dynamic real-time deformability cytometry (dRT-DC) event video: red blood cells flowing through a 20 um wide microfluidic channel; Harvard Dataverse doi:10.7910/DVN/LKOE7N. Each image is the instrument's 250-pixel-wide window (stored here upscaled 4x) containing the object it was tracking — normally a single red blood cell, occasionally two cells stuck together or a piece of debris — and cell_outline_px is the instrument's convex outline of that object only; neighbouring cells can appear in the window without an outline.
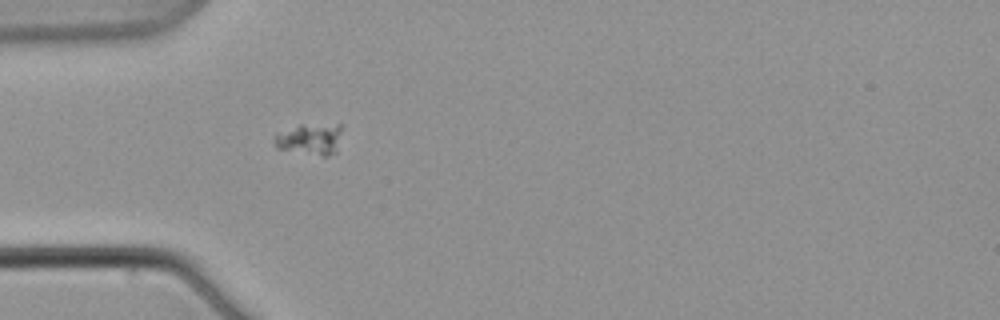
{"species": "common noctule bat (a hibernating species)", "species_latin": "Nyctalus noctula", "temperature_condition": "warm", "stored_images_in_passage": 1, "camera_frame_rate_fps": 3000, "um_per_image_px": 0.085, "animal": {"sex": "male", "body_mass_g": 21.5, "forearm_length_mm": 52.0}, "frame": {"image": 1, "passage_image": 1, "time_ms": 0.0, "image_size_px": [1000, 320], "cell_outline_px": [[340, 132], [336, 152], [324, 156], [276, 148], [276, 132], [300, 124], [340, 124]], "centroid_in_image_um": [26.34, 11.8], "position_along_channel_um": 58.7, "area_um2": 12.14}}